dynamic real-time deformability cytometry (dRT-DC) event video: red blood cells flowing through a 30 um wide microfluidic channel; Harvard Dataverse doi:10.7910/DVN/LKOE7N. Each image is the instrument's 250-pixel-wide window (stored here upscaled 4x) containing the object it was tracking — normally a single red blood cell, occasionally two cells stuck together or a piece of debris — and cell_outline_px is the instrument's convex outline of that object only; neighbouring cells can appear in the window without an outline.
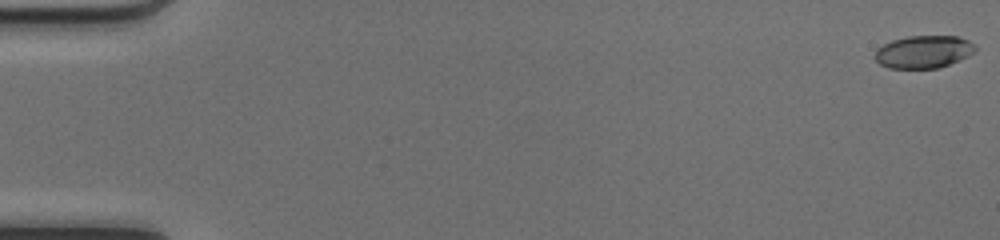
{"species": "common noctule bat (a hibernating species)", "species_latin": "Nyctalus noctula", "temperature_condition": "cold", "stored_images_in_passage": 5, "camera_frame_rate_fps": 3000, "um_per_image_px": 0.085, "animal": {"sex": "female", "body_mass_g": 17.0, "forearm_length_mm": 48.0}, "frame": {"image": 1, "passage_image": 1, "time_ms": 0.0, "image_size_px": [1000, 240], "cell_outline_px": [[976, 48], [968, 56], [960, 60], [936, 68], [888, 68], [880, 64], [872, 56], [876, 48], [892, 40], [908, 36], [956, 36], [968, 40], [976, 44]], "centroid_in_image_um": [78.47, 4.4], "position_along_channel_um": 6.5, "area_um2": 19.13}}